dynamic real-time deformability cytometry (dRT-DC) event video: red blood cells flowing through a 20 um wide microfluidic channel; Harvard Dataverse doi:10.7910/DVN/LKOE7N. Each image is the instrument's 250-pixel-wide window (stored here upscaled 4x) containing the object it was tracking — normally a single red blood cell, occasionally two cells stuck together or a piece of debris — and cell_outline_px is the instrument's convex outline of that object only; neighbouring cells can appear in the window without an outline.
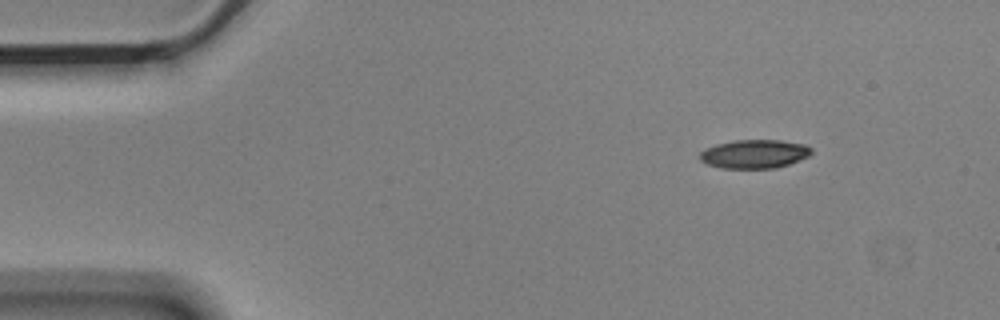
{"species": "Egyptian fruit bat (a non-hibernating species)", "species_latin": "Rousettus aegyptiacus", "temperature_condition": "cold", "stored_images_in_passage": 6, "camera_frame_rate_fps": 3000, "um_per_image_px": 0.085, "animal": {"sex": "male"}, "frame": {"image": 1, "passage_image": 1, "time_ms": 0.0, "image_size_px": [1000, 320], "cell_outline_px": [[812, 152], [808, 156], [788, 164], [776, 168], [720, 168], [708, 164], [700, 160], [700, 152], [704, 148], [716, 144], [732, 140], [780, 140], [804, 144], [812, 148]], "centroid_in_image_um": [64.1, 13.08], "position_along_channel_um": 20.9, "area_um2": 18.67}}
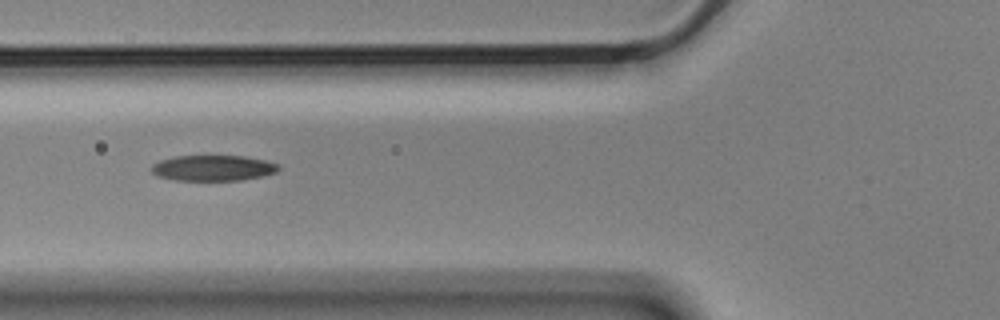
{"frame": {"image": 2, "passage_image": 5, "time_ms": 1.333, "image_size_px": [1000, 320], "cell_outline_px": [[280, 168], [276, 172], [260, 176], [240, 180], [176, 180], [160, 176], [152, 172], [152, 164], [160, 160], [172, 156], [244, 156], [264, 160], [280, 164]], "centroid_in_image_um": [18.12, 14.27], "position_along_channel_um": 107.7, "area_um2": 18.84}}
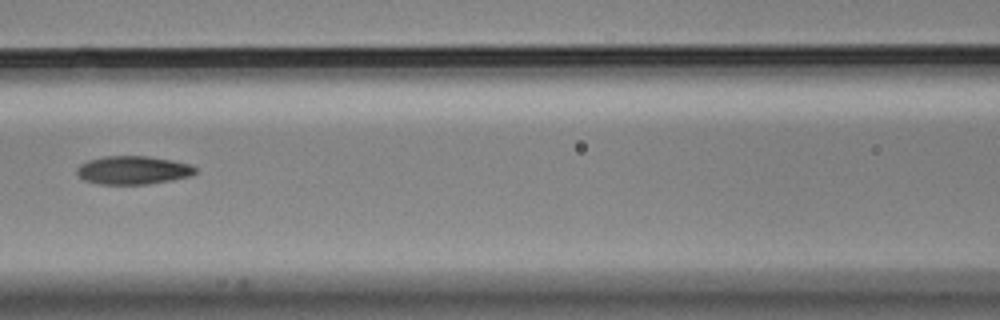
{"frame": {"image": 3, "passage_image": 6, "time_ms": 1.667, "image_size_px": [1000, 320], "cell_outline_px": [[196, 172], [192, 176], [172, 180], [148, 184], [100, 184], [84, 180], [76, 172], [76, 168], [80, 164], [88, 160], [104, 156], [148, 156], [172, 160], [192, 164], [196, 168]], "centroid_in_image_um": [11.33, 14.46], "position_along_channel_um": 155.3, "area_um2": 19.71}}